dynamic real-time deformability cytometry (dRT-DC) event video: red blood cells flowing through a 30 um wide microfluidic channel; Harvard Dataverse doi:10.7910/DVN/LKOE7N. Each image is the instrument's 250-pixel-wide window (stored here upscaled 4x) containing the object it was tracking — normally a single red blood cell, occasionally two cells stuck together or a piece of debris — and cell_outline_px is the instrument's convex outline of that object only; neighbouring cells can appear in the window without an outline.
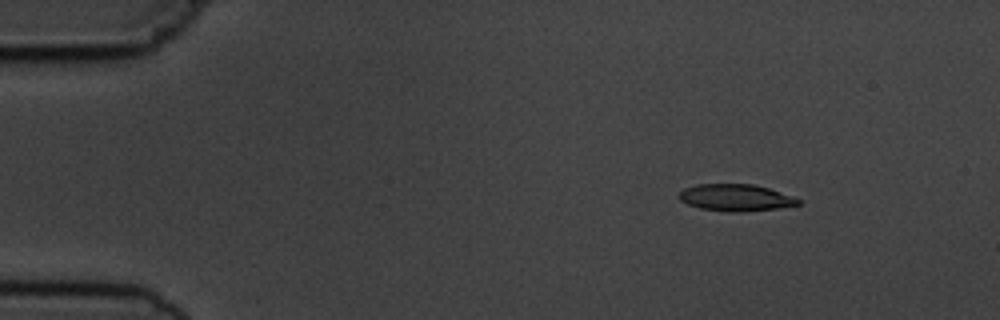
{"species": "common noctule bat (a hibernating species)", "species_latin": "Nyctalus noctula", "temperature_condition": "cold", "stored_images_in_passage": 6, "camera_frame_rate_fps": 3000, "um_per_image_px": 0.085, "animal": {"sex": "male", "body_mass_g": 19.5, "forearm_length_mm": 54.6}, "frame": {"image": 1, "passage_image": 3, "time_ms": 2.333, "image_size_px": [1000, 320], "cell_outline_px": [[800, 204], [780, 208], [744, 212], [728, 212], [700, 208], [688, 204], [680, 200], [676, 196], [684, 188], [696, 184], [752, 184], [768, 188], [792, 196], [800, 200]], "centroid_in_image_um": [62.51, 16.8], "position_along_channel_um": 22.5, "area_um2": 18.73}}
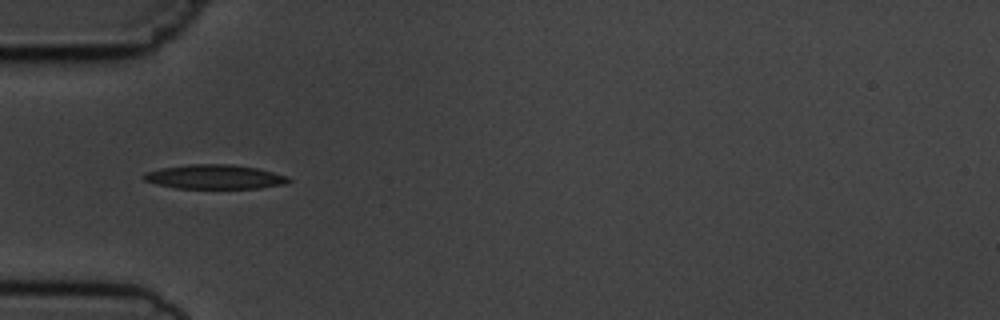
{"frame": {"image": 2, "passage_image": 6, "time_ms": 5.667, "image_size_px": [1000, 320], "cell_outline_px": [[292, 180], [284, 184], [260, 188], [176, 188], [156, 184], [144, 180], [140, 176], [144, 172], [160, 168], [192, 164], [232, 164], [256, 168], [288, 176]], "centroid_in_image_um": [18.21, 15.03], "position_along_channel_um": 66.8, "area_um2": 20.52}}